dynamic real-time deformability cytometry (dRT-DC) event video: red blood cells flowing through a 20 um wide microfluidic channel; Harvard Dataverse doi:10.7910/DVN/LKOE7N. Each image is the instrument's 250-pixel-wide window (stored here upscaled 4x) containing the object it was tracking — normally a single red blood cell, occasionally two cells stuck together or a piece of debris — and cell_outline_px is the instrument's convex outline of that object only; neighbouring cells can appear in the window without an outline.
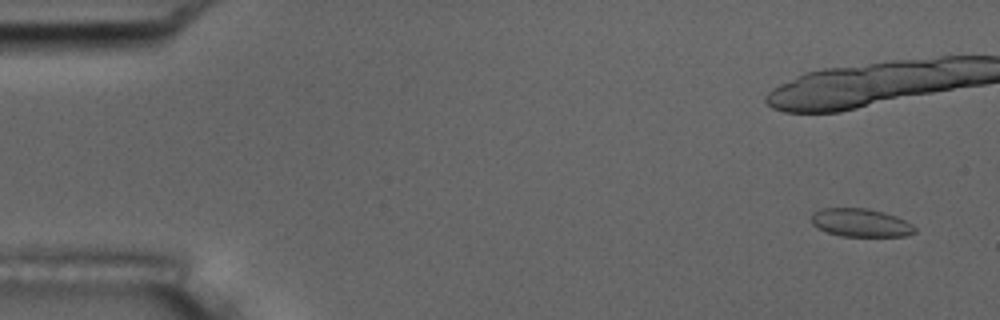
{"species": "common noctule bat (a hibernating species)", "species_latin": "Nyctalus noctula", "temperature_condition": "room temperature", "stored_images_in_passage": 8, "camera_frame_rate_fps": 3000, "um_per_image_px": 0.085, "animal": {"sex": "male", "body_mass_g": 17.5, "forearm_length_mm": 52.3}, "frame": {"image": 1, "passage_image": 2, "time_ms": 0.333, "image_size_px": [1000, 320], "cell_outline_px": [[916, 232], [904, 236], [840, 236], [828, 232], [812, 224], [812, 212], [824, 208], [868, 208], [884, 212], [896, 216], [912, 224], [916, 228]], "centroid_in_image_um": [73.18, 18.92], "position_along_channel_um": 11.8, "area_um2": 16.94}}